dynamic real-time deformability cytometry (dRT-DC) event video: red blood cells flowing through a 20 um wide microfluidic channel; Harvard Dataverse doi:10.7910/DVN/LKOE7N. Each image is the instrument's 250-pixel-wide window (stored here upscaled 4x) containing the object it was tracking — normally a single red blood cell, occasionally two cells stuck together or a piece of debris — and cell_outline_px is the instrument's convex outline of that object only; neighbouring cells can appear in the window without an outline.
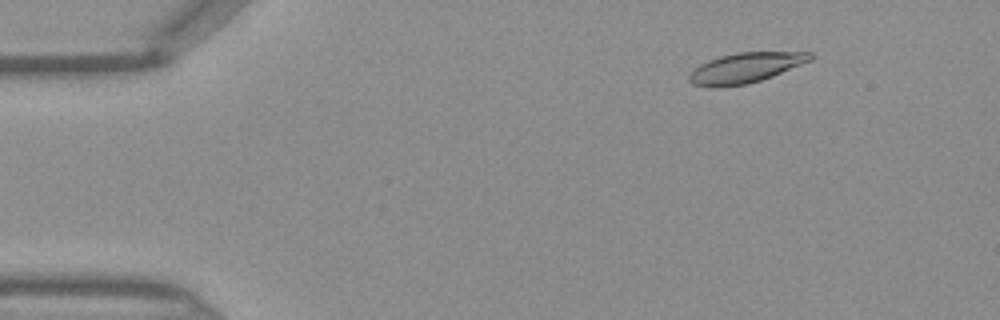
{"species": "Egyptian fruit bat (a non-hibernating species)", "species_latin": "Rousettus aegyptiacus", "temperature_condition": "warm", "stored_images_in_passage": 46, "camera_frame_rate_fps": 3000, "um_per_image_px": 0.085, "frame": {"image": 1, "passage_image": 6, "time_ms": 1.667, "image_size_px": [1000, 320], "cell_outline_px": [[816, 56], [812, 60], [772, 76], [748, 84], [720, 88], [712, 88], [692, 84], [688, 80], [688, 76], [700, 64], [708, 60], [720, 56], [736, 52], [812, 52]], "centroid_in_image_um": [63.36, 5.77], "position_along_channel_um": 21.6, "area_um2": 21.44}}
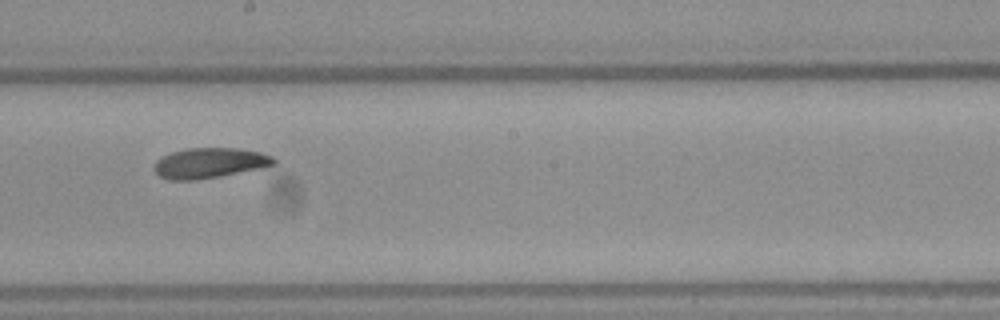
{"frame": {"image": 2, "passage_image": 26, "time_ms": 8.333, "image_size_px": [1000, 320], "cell_outline_px": [[276, 164], [264, 168], [220, 176], [196, 180], [168, 180], [160, 176], [156, 172], [156, 160], [172, 152], [188, 148], [236, 148], [260, 152], [272, 156], [276, 160]], "centroid_in_image_um": [17.87, 13.86], "position_along_channel_um": 230.3, "area_um2": 21.04}}
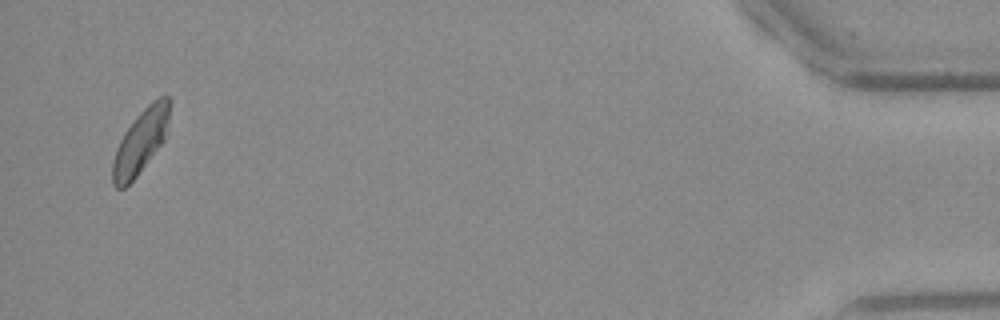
{"frame": {"image": 3, "passage_image": 45, "time_ms": 14.667, "image_size_px": [1000, 320], "cell_outline_px": [[172, 100], [164, 140], [136, 176], [124, 188], [116, 188], [112, 184], [112, 160], [116, 148], [124, 132], [136, 116], [152, 100], [160, 96], [168, 96]], "centroid_in_image_um": [11.94, 12.0], "position_along_channel_um": 423.3, "area_um2": 21.1}}